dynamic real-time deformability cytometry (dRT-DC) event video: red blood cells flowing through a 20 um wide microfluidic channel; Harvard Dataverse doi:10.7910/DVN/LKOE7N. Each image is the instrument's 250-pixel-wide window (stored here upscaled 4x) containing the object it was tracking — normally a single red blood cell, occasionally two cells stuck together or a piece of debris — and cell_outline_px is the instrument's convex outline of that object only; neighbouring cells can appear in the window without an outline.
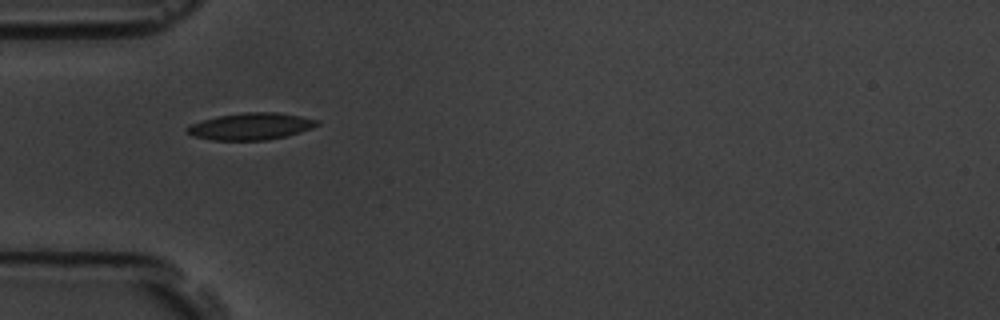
{"species": "common noctule bat (a hibernating species)", "species_latin": "Nyctalus noctula", "temperature_condition": "room temperature", "stored_images_in_passage": 3, "camera_frame_rate_fps": 3000, "um_per_image_px": 0.085, "animal": {"sex": "male", "body_mass_g": 19.5, "forearm_length_mm": 54.6}, "frame": {"image": 1, "passage_image": 2, "time_ms": 1.333, "image_size_px": [1000, 320], "cell_outline_px": [[320, 124], [312, 128], [288, 136], [264, 140], [212, 140], [192, 136], [184, 128], [192, 124], [204, 120], [220, 116], [244, 112], [276, 112], [300, 116], [320, 120]], "centroid_in_image_um": [21.36, 10.74], "position_along_channel_um": 63.6, "area_um2": 20.29}}
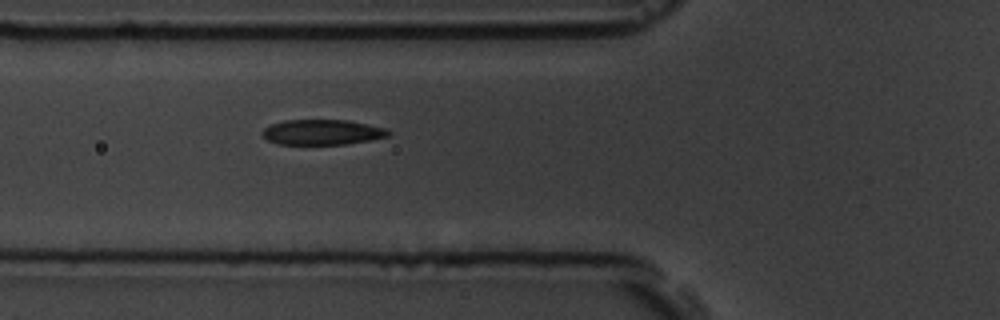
{"frame": {"image": 2, "passage_image": 3, "time_ms": 2.333, "image_size_px": [1000, 320], "cell_outline_px": [[392, 132], [388, 136], [348, 144], [276, 144], [268, 140], [260, 132], [264, 128], [272, 124], [284, 120], [348, 120], [388, 128]], "centroid_in_image_um": [27.41, 11.23], "position_along_channel_um": 98.4, "area_um2": 18.61}}